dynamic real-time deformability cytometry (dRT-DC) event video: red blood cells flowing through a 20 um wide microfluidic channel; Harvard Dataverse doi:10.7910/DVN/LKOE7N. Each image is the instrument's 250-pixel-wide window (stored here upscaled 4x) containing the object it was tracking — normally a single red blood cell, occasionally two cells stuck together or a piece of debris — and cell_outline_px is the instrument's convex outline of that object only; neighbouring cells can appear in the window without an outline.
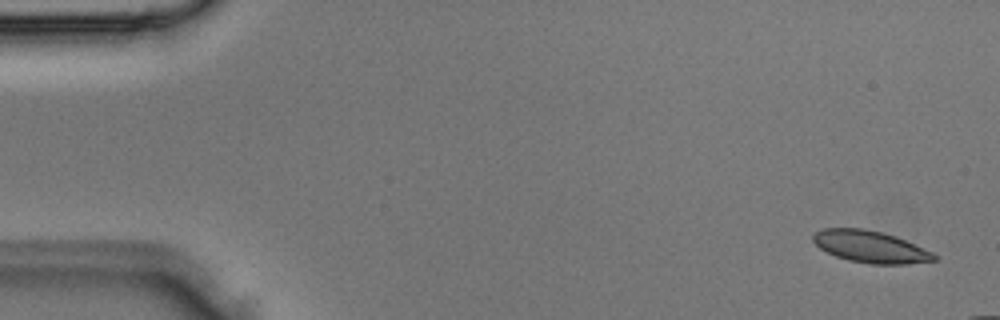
{"species": "Egyptian fruit bat (a non-hibernating species)", "species_latin": "Rousettus aegyptiacus", "temperature_condition": "room temperature", "stored_images_in_passage": 3, "camera_frame_rate_fps": 3000, "um_per_image_px": 0.085, "animal": {"sex": "male"}, "frame": {"image": 1, "passage_image": 1, "time_ms": 0.0, "image_size_px": [1000, 320], "cell_outline_px": [[936, 260], [908, 264], [872, 264], [848, 260], [836, 256], [820, 248], [812, 240], [812, 236], [816, 232], [824, 228], [864, 228], [896, 236], [932, 252], [936, 256]], "centroid_in_image_um": [73.97, 20.97], "position_along_channel_um": 11.0, "area_um2": 22.31}}